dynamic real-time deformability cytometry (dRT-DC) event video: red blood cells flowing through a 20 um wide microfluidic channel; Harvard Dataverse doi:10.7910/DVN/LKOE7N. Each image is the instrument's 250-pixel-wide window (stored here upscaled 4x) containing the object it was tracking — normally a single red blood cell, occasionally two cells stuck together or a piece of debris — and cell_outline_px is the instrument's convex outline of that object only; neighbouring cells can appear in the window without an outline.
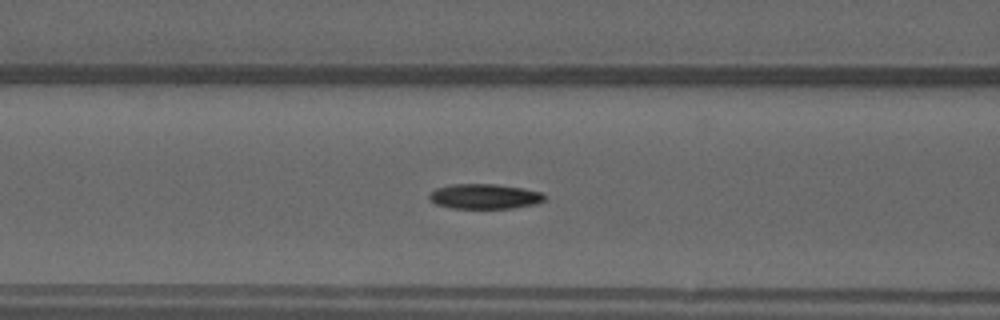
{"species": "common noctule bat (a hibernating species)", "species_latin": "Nyctalus noctula", "temperature_condition": "warm", "stored_images_in_passage": 51, "camera_frame_rate_fps": 3000, "um_per_image_px": 0.085, "animal": {"sex": "male", "forearm_length_mm": 52.5}, "frame": {"image": 1, "passage_image": 21, "time_ms": 6.667, "image_size_px": [1000, 320], "cell_outline_px": [[548, 196], [544, 200], [536, 204], [512, 208], [452, 208], [436, 204], [428, 200], [428, 192], [436, 188], [452, 184], [496, 184], [524, 188], [544, 192]], "centroid_in_image_um": [41.2, 16.69], "position_along_channel_um": 125.4, "area_um2": 17.11}}
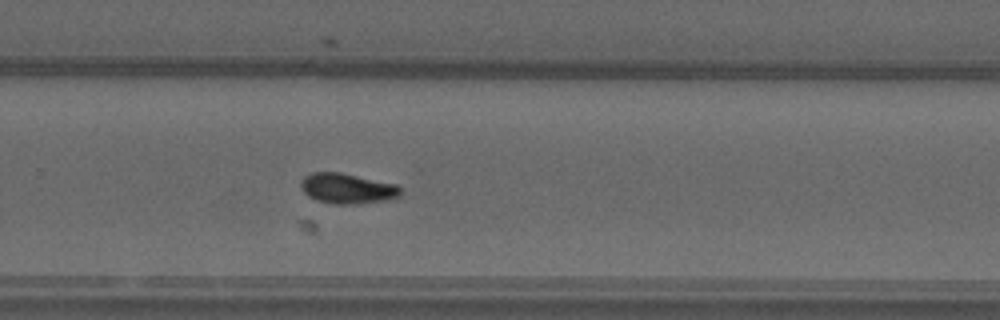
{"frame": {"image": 2, "passage_image": 34, "time_ms": 11.0, "image_size_px": [1000, 320], "cell_outline_px": [[400, 196], [388, 200], [352, 204], [332, 204], [316, 200], [308, 196], [300, 188], [300, 180], [304, 176], [312, 172], [340, 172], [396, 184], [400, 188]], "centroid_in_image_um": [29.48, 16.02], "position_along_channel_um": 300.3, "area_um2": 17.69}}
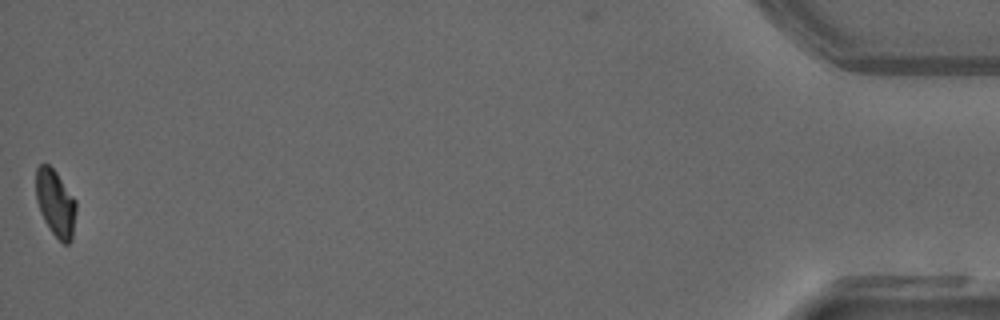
{"frame": {"image": 3, "passage_image": 51, "time_ms": 16.667, "image_size_px": [1000, 320], "cell_outline_px": [[76, 212], [72, 240], [68, 244], [64, 244], [52, 232], [44, 220], [40, 212], [36, 200], [36, 168], [40, 164], [48, 164], [56, 172], [76, 200]], "centroid_in_image_um": [4.72, 17.27], "position_along_channel_um": 430.5, "area_um2": 15.61}, "authors_computed_cell_mechanics": {"area_um2": 16.5308, "velocity_mm_per_s": 4.0399, "shape_relaxation_time_tau1_ms": 7.3558, "shape_relaxation_time_tau2_ms": null, "deformation_change_tau1": 0.1905, "deformation_change_tau2": null}}